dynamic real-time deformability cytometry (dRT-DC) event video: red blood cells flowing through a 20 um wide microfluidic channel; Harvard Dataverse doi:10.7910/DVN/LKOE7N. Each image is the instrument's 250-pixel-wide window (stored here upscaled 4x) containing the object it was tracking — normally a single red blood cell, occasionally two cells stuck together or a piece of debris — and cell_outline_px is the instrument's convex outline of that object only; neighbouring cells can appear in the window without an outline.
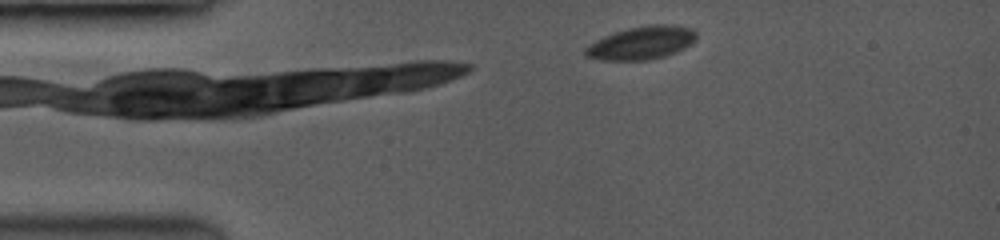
{"species": "common noctule bat (a hibernating species)", "species_latin": "Nyctalus noctula", "temperature_condition": "room temperature", "stored_images_in_passage": 2, "camera_frame_rate_fps": 3500, "um_per_image_px": 0.085, "animal": {"sex": "female", "body_mass_g": 19.0, "forearm_length_mm": 53.3}, "frame": {"image": 1, "passage_image": 2, "time_ms": 0.571, "image_size_px": [1000, 240], "cell_outline_px": [[696, 36], [688, 44], [664, 56], [644, 60], [608, 60], [588, 56], [584, 52], [596, 40], [604, 36], [616, 32], [632, 28], [652, 24], [688, 28], [696, 32]], "centroid_in_image_um": [54.49, 3.65], "position_along_channel_um": 30.5, "area_um2": 20.06}}